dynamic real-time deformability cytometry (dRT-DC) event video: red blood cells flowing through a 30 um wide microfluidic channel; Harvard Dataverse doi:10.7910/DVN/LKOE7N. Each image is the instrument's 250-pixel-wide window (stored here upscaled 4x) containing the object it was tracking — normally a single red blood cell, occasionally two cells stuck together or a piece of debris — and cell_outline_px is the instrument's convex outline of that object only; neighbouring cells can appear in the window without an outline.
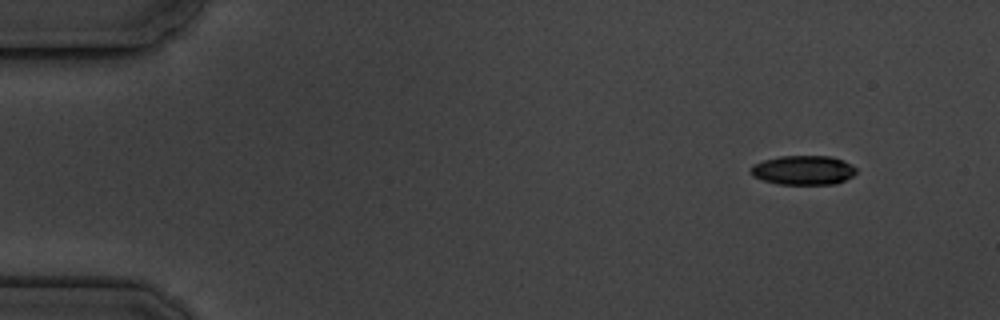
{"species": "common noctule bat (a hibernating species)", "species_latin": "Nyctalus noctula", "temperature_condition": "cold", "stored_images_in_passage": 5, "camera_frame_rate_fps": 3000, "um_per_image_px": 0.085, "animal": {"sex": "male", "body_mass_g": 19.5, "forearm_length_mm": 54.6}, "frame": {"image": 1, "passage_image": 1, "time_ms": 0.0, "image_size_px": [1000, 320], "cell_outline_px": [[856, 172], [852, 176], [836, 184], [776, 184], [752, 176], [752, 164], [764, 160], [780, 156], [832, 156], [844, 160], [856, 168]], "centroid_in_image_um": [68.29, 14.46], "position_along_channel_um": 16.7, "area_um2": 17.98}}
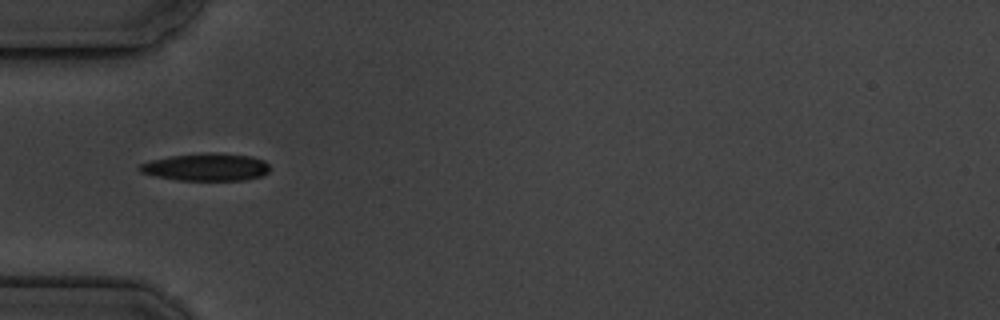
{"frame": {"image": 2, "passage_image": 4, "time_ms": 4.333, "image_size_px": [1000, 320], "cell_outline_px": [[268, 172], [260, 176], [244, 180], [176, 180], [156, 176], [140, 172], [136, 168], [140, 164], [152, 160], [168, 156], [204, 152], [216, 152], [248, 156], [264, 160], [268, 164]], "centroid_in_image_um": [17.48, 14.19], "position_along_channel_um": 67.5, "area_um2": 20.92}}